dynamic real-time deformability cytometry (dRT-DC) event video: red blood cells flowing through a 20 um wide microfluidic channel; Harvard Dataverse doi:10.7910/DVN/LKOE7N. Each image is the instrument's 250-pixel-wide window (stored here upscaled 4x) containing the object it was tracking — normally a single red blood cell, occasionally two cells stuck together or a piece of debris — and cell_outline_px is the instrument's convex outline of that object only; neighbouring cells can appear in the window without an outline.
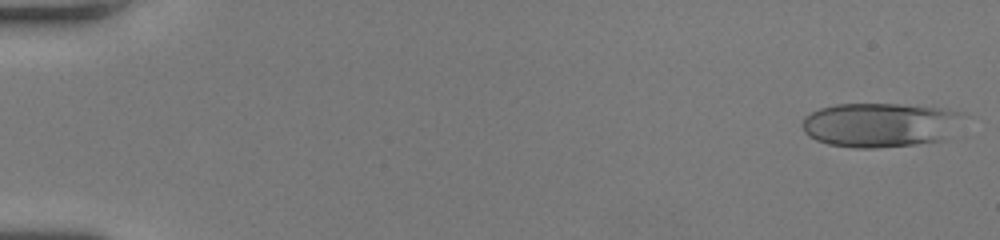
{"species": "human", "species_latin": "Homo sapiens", "temperature_condition": "room temperature", "stored_images_in_passage": 52, "camera_frame_rate_fps": 3000, "um_per_image_px": 0.085, "donor": {"sex": "female"}, "frame": {"image": 1, "passage_image": 2, "time_ms": 0.333, "image_size_px": [1000, 240], "cell_outline_px": [[964, 116], [944, 140], [916, 144], [876, 148], [856, 148], [828, 144], [816, 140], [808, 136], [804, 132], [804, 116], [820, 108], [836, 104], [900, 104], [948, 108], [964, 112]], "centroid_in_image_um": [74.83, 10.6], "position_along_channel_um": 10.2, "area_um2": 41.73}}
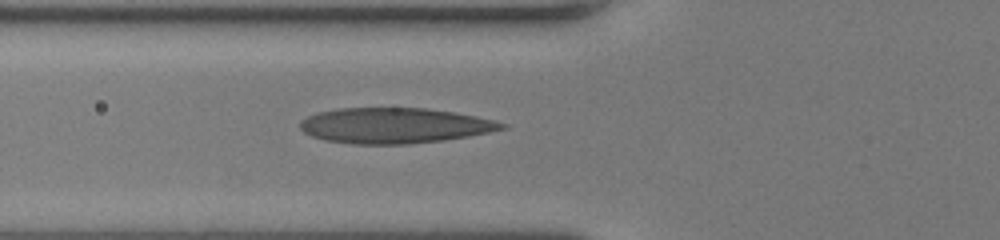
{"frame": {"image": 2, "passage_image": 21, "time_ms": 6.667, "image_size_px": [1000, 240], "cell_outline_px": [[508, 128], [468, 136], [444, 140], [408, 144], [352, 144], [324, 140], [312, 136], [304, 132], [300, 128], [300, 120], [316, 112], [336, 108], [424, 108], [452, 112], [476, 116], [508, 124]], "centroid_in_image_um": [33.5, 10.67], "position_along_channel_um": 92.3, "area_um2": 41.73}}
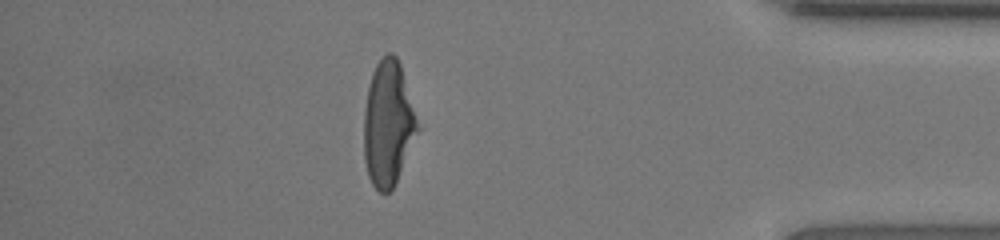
{"frame": {"image": 3, "passage_image": 46, "time_ms": 15.0, "image_size_px": [1000, 240], "cell_outline_px": [[420, 128], [396, 184], [388, 192], [380, 192], [372, 184], [368, 176], [364, 160], [364, 108], [368, 88], [372, 72], [376, 64], [388, 52], [392, 52], [396, 56], [400, 64]], "centroid_in_image_um": [32.99, 10.53], "position_along_channel_um": 402.2, "area_um2": 39.13}, "authors_computed_cell_mechanics": {"area_um2": 40.4022, "velocity_mm_per_s": 4.1249, "shape_relaxation_time_tau1_ms": 5.0242, "shape_relaxation_time_tau2_ms": 0.9147, "deformation_change_tau1": 0.2426, "deformation_change_tau2": 0.1015}}